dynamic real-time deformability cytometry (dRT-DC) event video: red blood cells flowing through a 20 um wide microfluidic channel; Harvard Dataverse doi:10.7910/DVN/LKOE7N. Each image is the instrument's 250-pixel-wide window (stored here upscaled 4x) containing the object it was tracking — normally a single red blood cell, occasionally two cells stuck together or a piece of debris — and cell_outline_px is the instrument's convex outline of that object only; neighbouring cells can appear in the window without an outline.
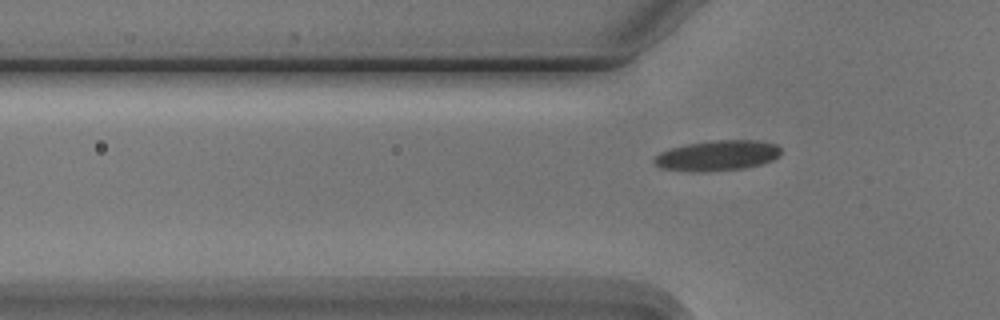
{"species": "Egyptian fruit bat (a non-hibernating species)", "species_latin": "Rousettus aegyptiacus", "temperature_condition": "cold", "stored_images_in_passage": 7, "camera_frame_rate_fps": 3000, "um_per_image_px": 0.085, "animal": {"sex": "male"}, "frame": {"image": 1, "passage_image": 2, "time_ms": 2.0, "image_size_px": [1000, 320], "cell_outline_px": [[780, 156], [772, 160], [760, 164], [744, 168], [704, 172], [692, 172], [660, 168], [652, 160], [660, 152], [672, 148], [688, 144], [712, 140], [756, 140], [776, 144], [780, 148]], "centroid_in_image_um": [60.97, 13.23], "position_along_channel_um": 64.8, "area_um2": 22.43}}
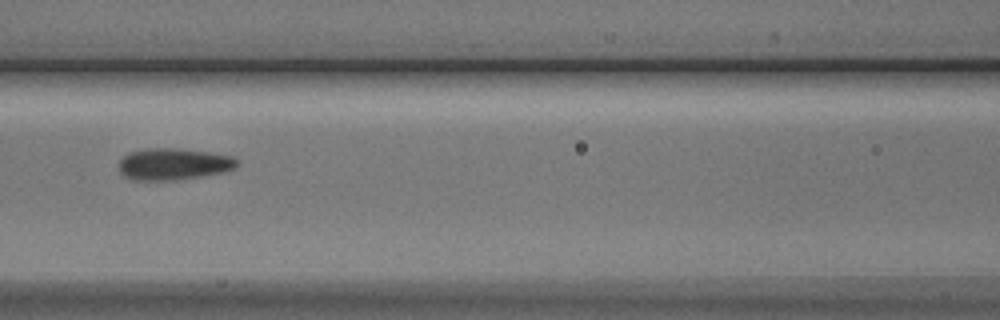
{"frame": {"image": 2, "passage_image": 4, "time_ms": 4.333, "image_size_px": [1000, 320], "cell_outline_px": [[236, 168], [224, 172], [176, 180], [132, 180], [124, 176], [120, 172], [120, 160], [128, 152], [148, 148], [172, 148], [208, 152], [232, 156], [236, 160]], "centroid_in_image_um": [14.72, 13.95], "position_along_channel_um": 151.9, "area_um2": 21.68}}
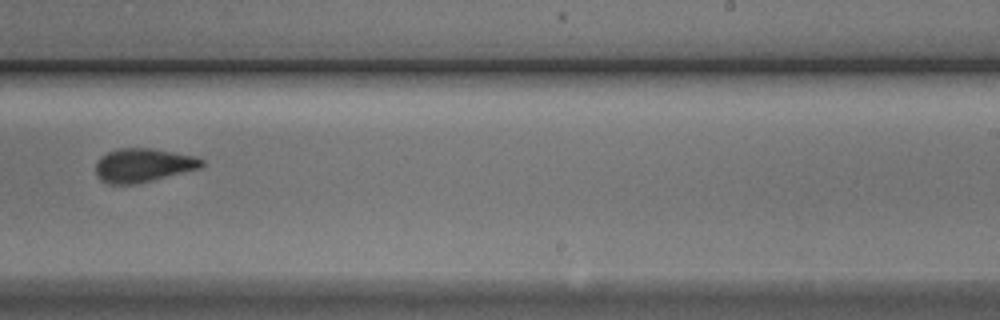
{"frame": {"image": 3, "passage_image": 7, "time_ms": 7.667, "image_size_px": [1000, 320], "cell_outline_px": [[204, 164], [200, 168], [136, 184], [108, 184], [100, 180], [96, 176], [96, 160], [100, 156], [108, 152], [120, 148], [152, 148], [192, 156], [204, 160]], "centroid_in_image_um": [12.11, 14.05], "position_along_channel_um": 276.9, "area_um2": 20.75}}